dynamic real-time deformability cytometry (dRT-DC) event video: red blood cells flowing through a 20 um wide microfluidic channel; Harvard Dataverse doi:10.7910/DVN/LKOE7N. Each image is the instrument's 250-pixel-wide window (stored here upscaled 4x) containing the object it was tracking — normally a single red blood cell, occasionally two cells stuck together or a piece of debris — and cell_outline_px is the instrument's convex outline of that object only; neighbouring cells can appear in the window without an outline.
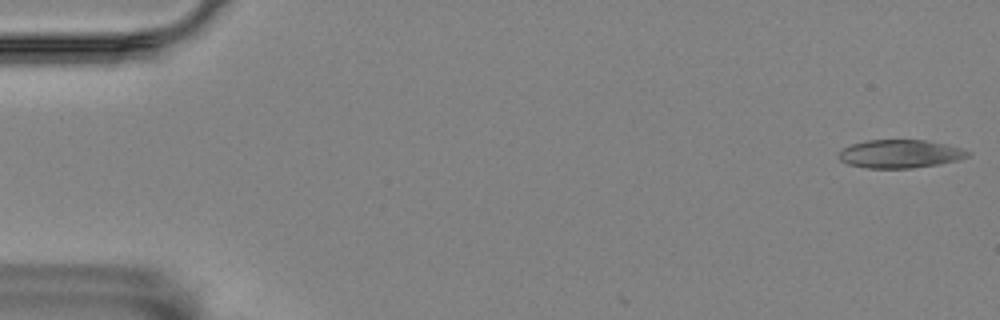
{"species": "Egyptian fruit bat (a non-hibernating species)", "species_latin": "Rousettus aegyptiacus", "temperature_condition": "room temperature", "stored_images_in_passage": 17, "camera_frame_rate_fps": 3000, "um_per_image_px": 0.085, "animal": {"sex": "female"}, "frame": {"image": 1, "passage_image": 1, "time_ms": 0.0, "image_size_px": [1000, 320], "cell_outline_px": [[972, 152], [968, 156], [956, 160], [940, 164], [912, 168], [864, 168], [848, 164], [840, 160], [836, 156], [836, 152], [852, 144], [868, 140], [924, 140], [944, 144], [960, 148]], "centroid_in_image_um": [76.45, 13.08], "position_along_channel_um": 8.6, "area_um2": 21.27}}
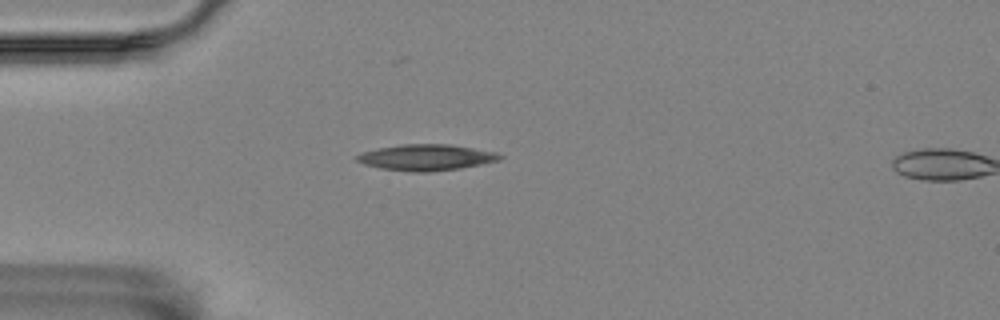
{"frame": {"image": 2, "passage_image": 15, "time_ms": 4.667, "image_size_px": [1000, 320], "cell_outline_px": [[504, 156], [500, 160], [460, 168], [428, 172], [412, 172], [380, 168], [364, 164], [356, 160], [356, 156], [360, 152], [376, 148], [400, 144], [448, 144], [496, 152]], "centroid_in_image_um": [36.19, 13.37], "position_along_channel_um": 48.8, "area_um2": 21.73}}